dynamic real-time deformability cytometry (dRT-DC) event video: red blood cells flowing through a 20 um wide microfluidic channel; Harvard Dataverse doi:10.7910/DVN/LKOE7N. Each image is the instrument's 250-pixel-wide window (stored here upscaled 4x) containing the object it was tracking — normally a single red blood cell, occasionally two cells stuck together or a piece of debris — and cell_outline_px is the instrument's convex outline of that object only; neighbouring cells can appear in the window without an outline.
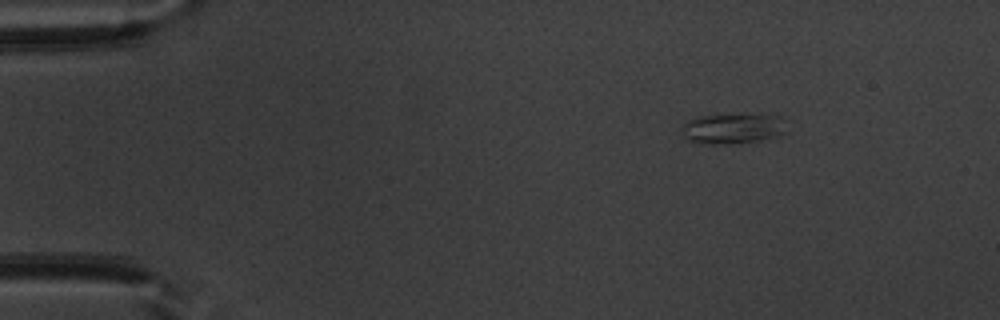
{"species": "common noctule bat (a hibernating species)", "species_latin": "Nyctalus noctula", "temperature_condition": "warm", "stored_images_in_passage": 45, "camera_frame_rate_fps": 3000, "um_per_image_px": 0.085, "animal": {"sex": "male", "body_mass_g": 20.1, "forearm_length_mm": 53.5}, "frame": {"image": 1, "passage_image": 1, "time_ms": 0.0, "image_size_px": [1000, 320], "cell_outline_px": [[784, 132], [772, 136], [756, 140], [716, 144], [700, 144], [688, 140], [684, 136], [684, 124], [688, 120], [696, 116], [776, 116], [780, 120]], "centroid_in_image_um": [62.13, 10.95], "position_along_channel_um": 22.9, "area_um2": 17.11}}
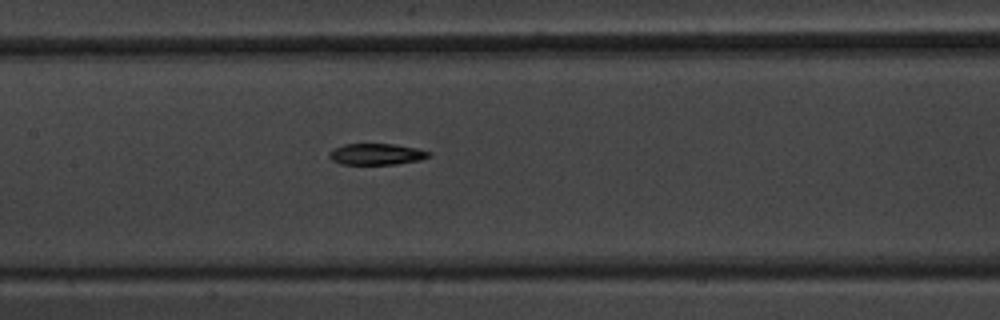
{"frame": {"image": 2, "passage_image": 19, "time_ms": 6.0, "image_size_px": [1000, 320], "cell_outline_px": [[432, 156], [420, 160], [396, 164], [340, 164], [332, 160], [328, 156], [328, 152], [344, 144], [392, 144], [416, 148], [432, 152]], "centroid_in_image_um": [32.02, 13.11], "position_along_channel_um": 175.4, "area_um2": 12.37}}
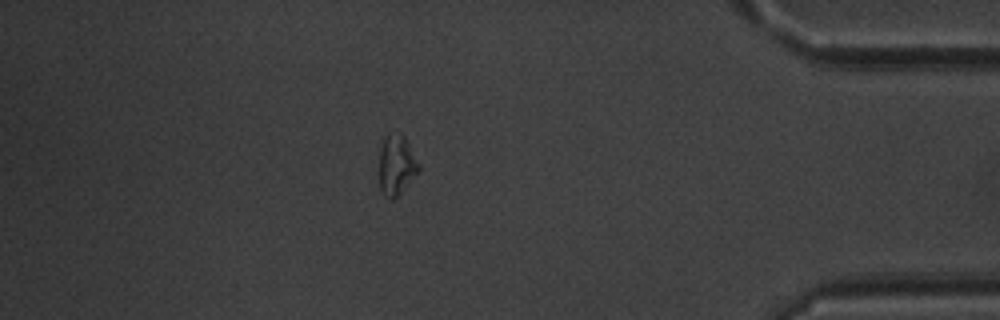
{"frame": {"image": 3, "passage_image": 39, "time_ms": 12.667, "image_size_px": [1000, 320], "cell_outline_px": [[420, 168], [404, 188], [392, 200], [388, 200], [384, 196], [380, 188], [380, 148], [384, 140], [388, 136], [400, 132], [404, 136], [420, 164]], "centroid_in_image_um": [33.7, 14.05], "position_along_channel_um": 401.5, "area_um2": 13.47}, "authors_computed_cell_mechanics": {"area_um2": 13.4674, "velocity_mm_per_s": 3.9396, "shape_relaxation_time_tau1_ms": 2.8324, "shape_relaxation_time_tau2_ms": null, "deformation_change_tau1": 0.128, "deformation_change_tau2": null}}